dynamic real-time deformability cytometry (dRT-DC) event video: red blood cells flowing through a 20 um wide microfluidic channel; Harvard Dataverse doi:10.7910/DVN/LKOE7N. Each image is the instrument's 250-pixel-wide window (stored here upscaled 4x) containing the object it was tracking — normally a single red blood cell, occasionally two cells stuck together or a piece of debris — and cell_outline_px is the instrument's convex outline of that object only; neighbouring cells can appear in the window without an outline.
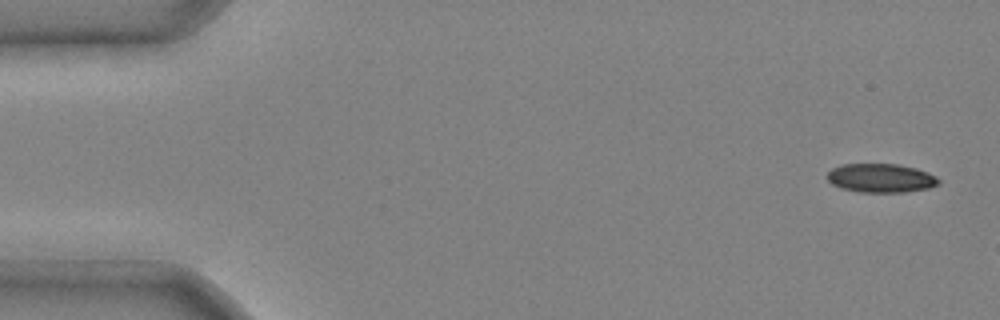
{"species": "common noctule bat (a hibernating species)", "species_latin": "Nyctalus noctula", "temperature_condition": "cold", "stored_images_in_passage": 3, "camera_frame_rate_fps": 3000, "um_per_image_px": 0.085, "animal": {"sex": "male", "body_mass_g": 20.4}, "frame": {"image": 1, "passage_image": 1, "time_ms": 0.0, "image_size_px": [1000, 320], "cell_outline_px": [[940, 184], [928, 188], [904, 192], [860, 192], [840, 188], [832, 184], [824, 176], [832, 168], [840, 164], [896, 164], [916, 168], [928, 172], [936, 176], [940, 180]], "centroid_in_image_um": [74.85, 15.13], "position_along_channel_um": 10.1, "area_um2": 18.9}}